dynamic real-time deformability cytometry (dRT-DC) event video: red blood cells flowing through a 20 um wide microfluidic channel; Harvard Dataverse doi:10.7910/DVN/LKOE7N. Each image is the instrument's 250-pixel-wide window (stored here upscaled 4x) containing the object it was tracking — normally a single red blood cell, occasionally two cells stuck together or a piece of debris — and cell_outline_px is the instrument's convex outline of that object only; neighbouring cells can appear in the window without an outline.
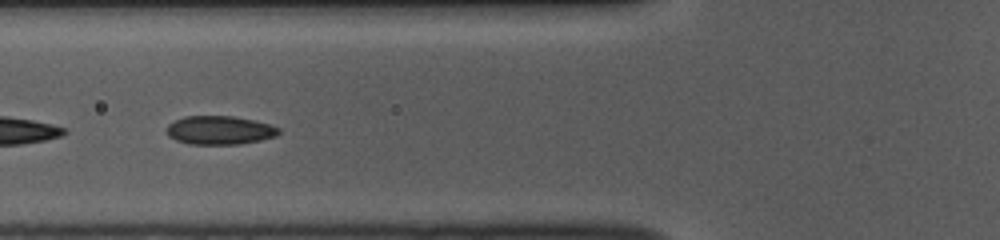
{"species": "common noctule bat (a hibernating species)", "species_latin": "Nyctalus noctula", "temperature_condition": "room temperature", "stored_images_in_passage": 31, "segment_of_instrument_passage": [2, 2], "camera_frame_rate_fps": 3000, "um_per_image_px": 0.085, "animal": {"sex": "female", "body_mass_g": 10.0, "forearm_length_mm": 53.1}, "frame": {"image": 1, "passage_image": 20, "time_ms": 6.333, "image_size_px": [1000, 240], "cell_outline_px": [[280, 132], [276, 136], [260, 140], [240, 144], [188, 144], [176, 140], [168, 136], [168, 124], [184, 116], [232, 116], [256, 120], [280, 128]], "centroid_in_image_um": [18.68, 11.06], "position_along_channel_um": 107.1, "area_um2": 18.67}}
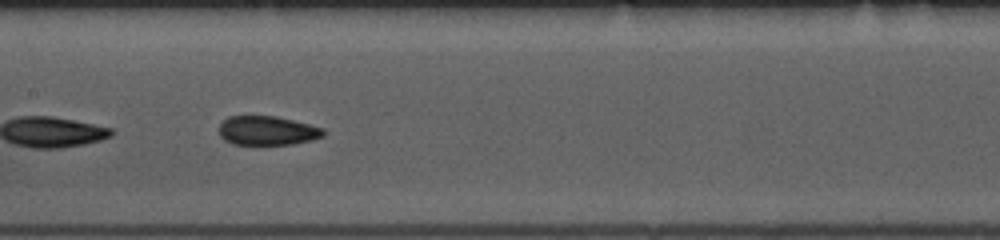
{"frame": {"image": 2, "passage_image": 26, "time_ms": 8.333, "image_size_px": [1000, 240], "cell_outline_px": [[324, 136], [312, 140], [292, 144], [232, 144], [224, 140], [220, 136], [216, 128], [228, 116], [276, 116], [324, 128]], "centroid_in_image_um": [22.68, 11.1], "position_along_channel_um": 184.7, "area_um2": 17.8}}